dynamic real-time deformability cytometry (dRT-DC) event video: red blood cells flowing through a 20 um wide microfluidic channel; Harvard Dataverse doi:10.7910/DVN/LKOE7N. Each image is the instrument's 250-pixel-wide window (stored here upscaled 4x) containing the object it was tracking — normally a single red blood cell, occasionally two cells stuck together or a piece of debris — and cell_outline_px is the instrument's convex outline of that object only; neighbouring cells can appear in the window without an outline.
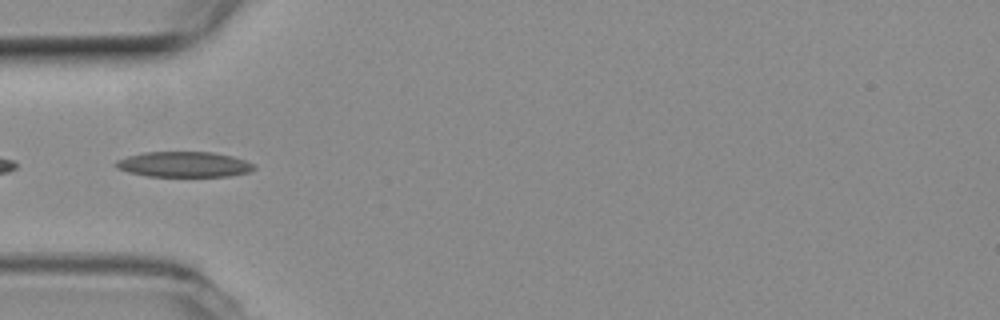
{"species": "common noctule bat (a hibernating species)", "species_latin": "Nyctalus noctula", "temperature_condition": "room temperature", "stored_images_in_passage": 9, "camera_frame_rate_fps": 3000, "um_per_image_px": 0.085, "animal": {"sex": "female", "body_mass_g": 19.3, "forearm_length_mm": 54.1}, "frame": {"image": 1, "passage_image": 4, "time_ms": 1.0, "image_size_px": [1000, 320], "cell_outline_px": [[256, 168], [248, 172], [228, 176], [148, 176], [128, 172], [116, 168], [112, 164], [116, 160], [128, 156], [144, 152], [212, 152], [232, 156], [244, 160], [252, 164]], "centroid_in_image_um": [15.58, 13.97], "position_along_channel_um": 69.4, "area_um2": 20.4}}
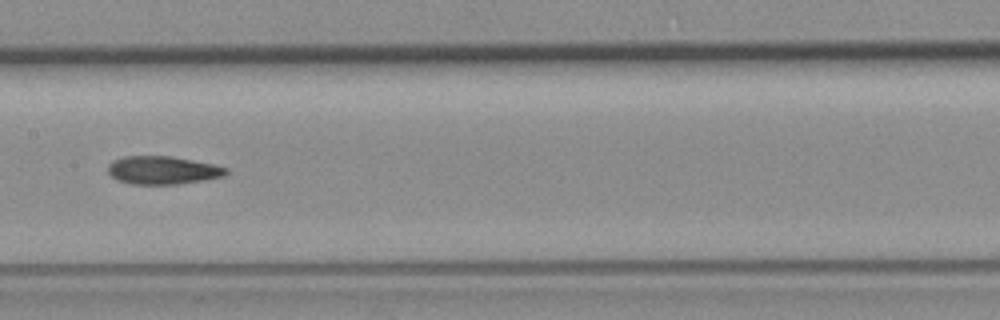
{"frame": {"image": 2, "passage_image": 7, "time_ms": 2.0, "image_size_px": [1000, 320], "cell_outline_px": [[228, 172], [224, 176], [204, 180], [176, 184], [132, 184], [116, 180], [108, 172], [108, 164], [112, 160], [124, 156], [172, 156], [212, 164], [228, 168]], "centroid_in_image_um": [13.8, 14.46], "position_along_channel_um": 193.6, "area_um2": 19.36}}
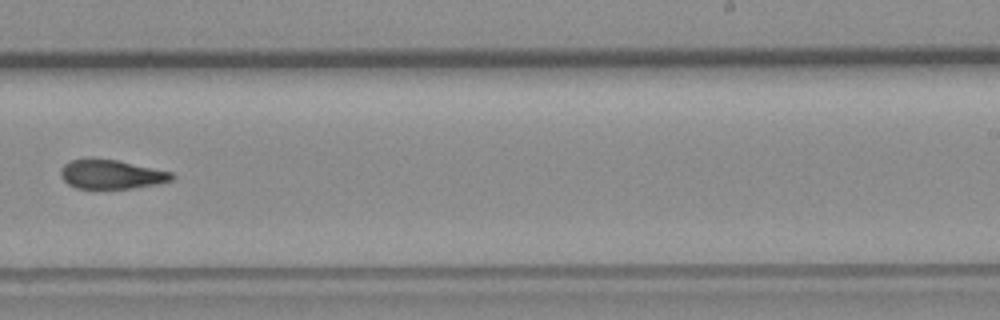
{"frame": {"image": 3, "passage_image": 9, "time_ms": 2.667, "image_size_px": [1000, 320], "cell_outline_px": [[176, 176], [172, 180], [156, 184], [132, 188], [76, 188], [68, 184], [60, 176], [60, 168], [64, 164], [72, 160], [88, 156], [116, 160], [172, 172]], "centroid_in_image_um": [9.42, 14.79], "position_along_channel_um": 279.6, "area_um2": 19.07}}